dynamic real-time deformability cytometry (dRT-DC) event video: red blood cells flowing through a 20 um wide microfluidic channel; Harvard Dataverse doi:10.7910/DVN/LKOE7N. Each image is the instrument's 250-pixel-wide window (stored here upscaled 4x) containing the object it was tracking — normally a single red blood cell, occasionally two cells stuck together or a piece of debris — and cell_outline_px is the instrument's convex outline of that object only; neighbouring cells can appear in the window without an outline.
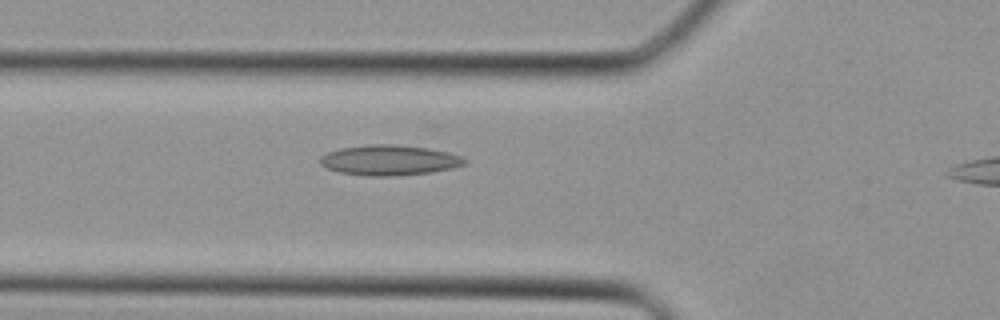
{"species": "Egyptian fruit bat (a non-hibernating species)", "species_latin": "Rousettus aegyptiacus", "temperature_condition": "cold", "stored_images_in_passage": 32, "camera_frame_rate_fps": 3000, "um_per_image_px": 0.085, "animal": {"sex": "female"}, "frame": {"image": 1, "passage_image": 12, "time_ms": 3.667, "image_size_px": [1000, 320], "cell_outline_px": [[468, 160], [464, 164], [452, 168], [432, 172], [388, 176], [368, 176], [340, 172], [328, 168], [320, 164], [320, 156], [328, 152], [340, 148], [368, 144], [392, 144], [428, 148], [448, 152], [460, 156]], "centroid_in_image_um": [33.08, 13.61], "position_along_channel_um": 92.7, "area_um2": 25.37}}
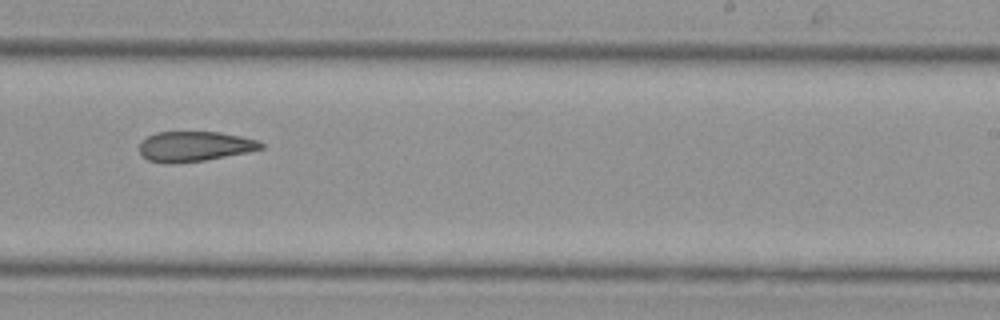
{"frame": {"image": 2, "passage_image": 22, "time_ms": 7.0, "image_size_px": [1000, 320], "cell_outline_px": [[264, 148], [248, 152], [204, 160], [172, 164], [168, 164], [148, 160], [140, 152], [140, 144], [148, 136], [156, 132], [220, 132], [240, 136], [256, 140], [264, 144]], "centroid_in_image_um": [16.54, 12.44], "position_along_channel_um": 272.5, "area_um2": 21.15}}
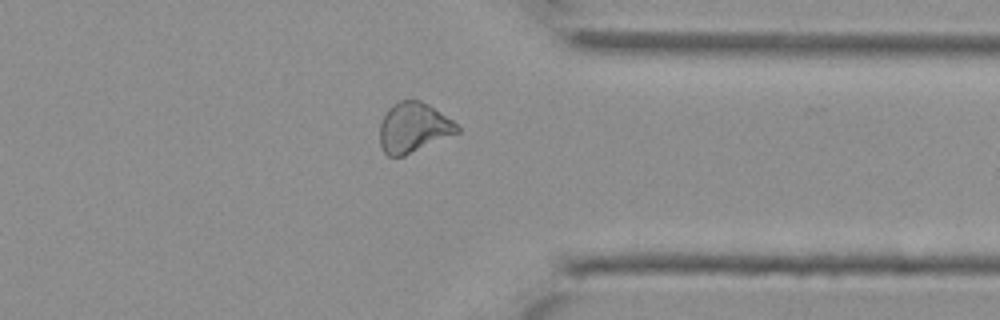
{"frame": {"image": 3, "passage_image": 28, "time_ms": 9.0, "image_size_px": [1000, 320], "cell_outline_px": [[460, 132], [404, 156], [388, 156], [384, 152], [380, 144], [380, 124], [388, 108], [392, 104], [400, 100], [420, 100], [428, 104], [452, 120], [460, 128]], "centroid_in_image_um": [35.14, 10.84], "position_along_channel_um": 376.3, "area_um2": 22.43}}